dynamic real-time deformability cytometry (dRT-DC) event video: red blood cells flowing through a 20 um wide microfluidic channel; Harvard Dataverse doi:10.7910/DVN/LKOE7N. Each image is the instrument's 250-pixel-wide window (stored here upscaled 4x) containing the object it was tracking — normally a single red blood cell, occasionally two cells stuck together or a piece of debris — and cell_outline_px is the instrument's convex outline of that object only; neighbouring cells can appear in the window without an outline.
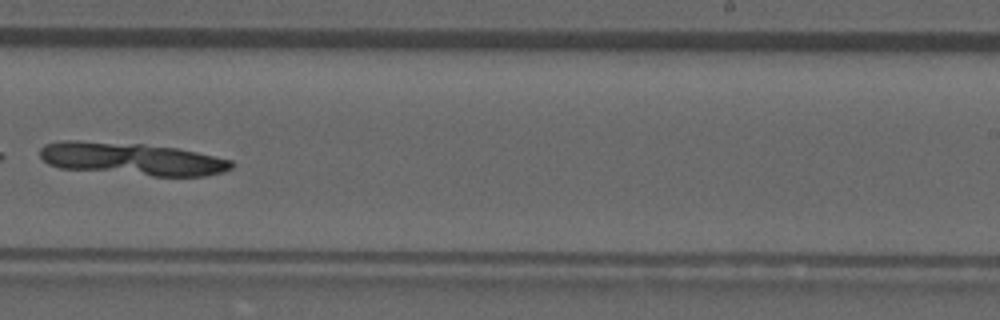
{"species": "common noctule bat (a hibernating species)", "species_latin": "Nyctalus noctula", "temperature_condition": "room temperature", "stored_images_in_passage": 29, "camera_frame_rate_fps": 3000, "um_per_image_px": 0.085, "animal": {"sex": "male", "forearm_length_mm": 52.5}, "frame": {"image": 1, "passage_image": 21, "time_ms": 6.667, "image_size_px": [1000, 320], "cell_outline_px": [[236, 164], [232, 168], [224, 172], [204, 176], [152, 176], [60, 168], [48, 164], [40, 156], [40, 148], [44, 144], [60, 140], [76, 140], [144, 144], [176, 148], [196, 152], [232, 160]], "centroid_in_image_um": [11.2, 13.51], "position_along_channel_um": 277.8, "area_um2": 36.59}}